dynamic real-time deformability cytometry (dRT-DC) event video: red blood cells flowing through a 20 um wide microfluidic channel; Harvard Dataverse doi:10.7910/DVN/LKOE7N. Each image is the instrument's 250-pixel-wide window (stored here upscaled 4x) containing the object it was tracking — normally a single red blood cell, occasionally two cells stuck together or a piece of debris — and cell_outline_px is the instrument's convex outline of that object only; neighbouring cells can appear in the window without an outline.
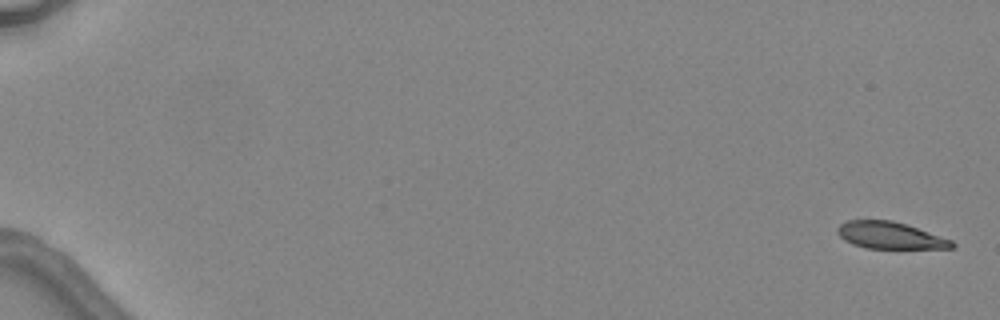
{"species": "common noctule bat (a hibernating species)", "species_latin": "Nyctalus noctula", "temperature_condition": "warm", "stored_images_in_passage": 7, "camera_frame_rate_fps": 3000, "um_per_image_px": 0.085, "animal": {"sex": "female", "body_mass_g": 24.6, "forearm_length_mm": 56.2}, "frame": {"image": 1, "passage_image": 1, "time_ms": 0.0, "image_size_px": [1000, 320], "cell_outline_px": [[956, 244], [952, 248], [864, 248], [852, 244], [844, 240], [836, 232], [836, 228], [840, 224], [848, 220], [892, 220], [952, 240]], "centroid_in_image_um": [75.6, 20.01], "position_along_channel_um": 9.4, "area_um2": 17.74}}
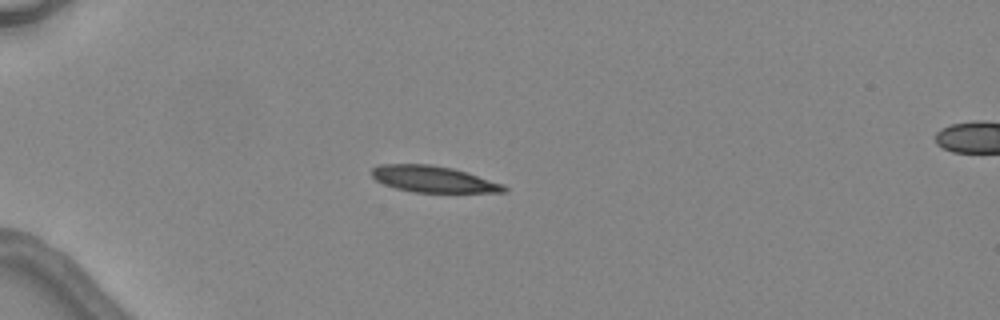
{"frame": {"image": 2, "passage_image": 5, "time_ms": 4.667, "image_size_px": [1000, 320], "cell_outline_px": [[508, 188], [504, 192], [412, 192], [396, 188], [384, 184], [376, 180], [372, 176], [372, 168], [376, 164], [432, 164], [452, 168], [504, 184]], "centroid_in_image_um": [36.79, 15.22], "position_along_channel_um": 48.2, "area_um2": 20.23}}